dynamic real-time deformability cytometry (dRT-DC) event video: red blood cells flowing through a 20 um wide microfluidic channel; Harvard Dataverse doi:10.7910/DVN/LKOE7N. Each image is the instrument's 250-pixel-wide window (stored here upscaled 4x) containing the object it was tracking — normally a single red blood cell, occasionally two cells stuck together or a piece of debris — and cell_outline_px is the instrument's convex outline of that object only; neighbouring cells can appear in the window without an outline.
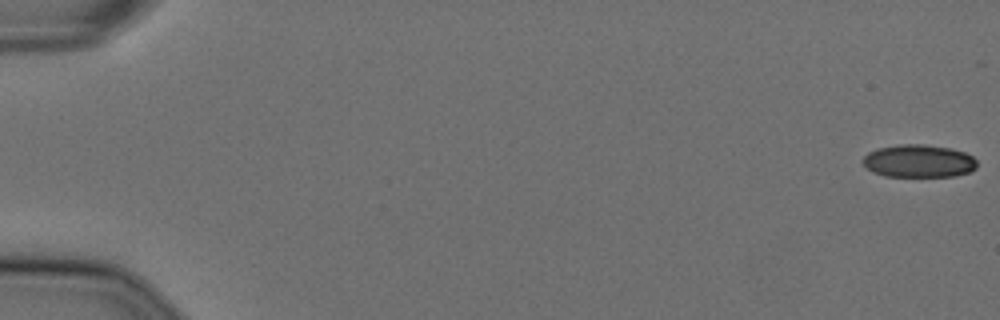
{"species": "Egyptian fruit bat (a non-hibernating species)", "species_latin": "Rousettus aegyptiacus", "temperature_condition": "cold", "stored_images_in_passage": 57, "camera_frame_rate_fps": 3000, "um_per_image_px": 0.085, "animal": {"sex": "female"}, "frame": {"image": 1, "passage_image": 1, "time_ms": 0.0, "image_size_px": [1000, 320], "cell_outline_px": [[976, 168], [972, 172], [956, 176], [884, 176], [872, 172], [860, 160], [868, 152], [876, 148], [896, 144], [924, 144], [952, 148], [964, 152], [972, 156], [976, 160]], "centroid_in_image_um": [78.08, 13.68], "position_along_channel_um": 6.9, "area_um2": 22.14}}
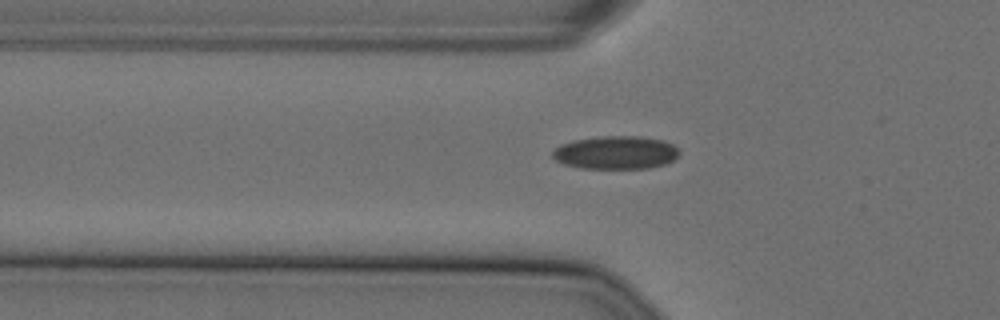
{"frame": {"image": 2, "passage_image": 20, "time_ms": 6.333, "image_size_px": [1000, 320], "cell_outline_px": [[680, 152], [672, 160], [664, 164], [648, 168], [580, 168], [564, 164], [556, 160], [552, 156], [552, 152], [560, 144], [572, 140], [600, 136], [640, 136], [664, 140], [672, 144]], "centroid_in_image_um": [52.31, 12.96], "position_along_channel_um": 73.5, "area_um2": 24.45}}
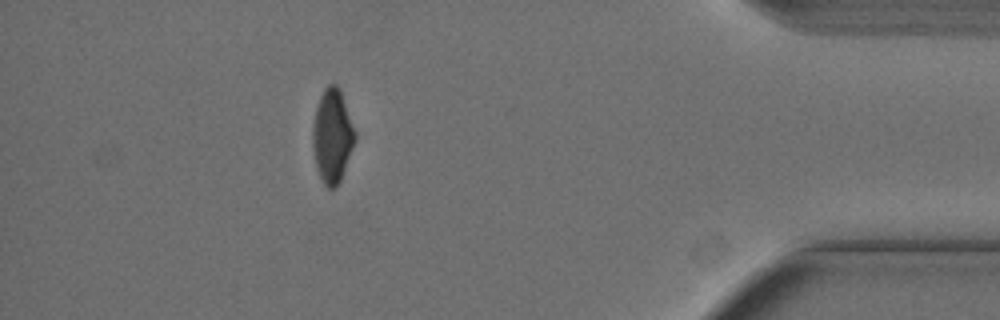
{"frame": {"image": 3, "passage_image": 51, "time_ms": 16.667, "image_size_px": [1000, 320], "cell_outline_px": [[356, 140], [340, 180], [336, 188], [328, 188], [324, 184], [316, 168], [312, 144], [312, 124], [316, 108], [320, 96], [324, 88], [328, 84], [336, 84], [340, 88], [356, 132]], "centroid_in_image_um": [28.24, 11.53], "position_along_channel_um": 407.0, "area_um2": 23.24}, "authors_computed_cell_mechanics": {"area_um2": 23.698, "velocity_mm_per_s": 3.6363, "shape_relaxation_time_tau1_ms": null, "shape_relaxation_time_tau2_ms": 2.7466, "deformation_change_tau1": null, "deformation_change_tau2": 0.0621}}